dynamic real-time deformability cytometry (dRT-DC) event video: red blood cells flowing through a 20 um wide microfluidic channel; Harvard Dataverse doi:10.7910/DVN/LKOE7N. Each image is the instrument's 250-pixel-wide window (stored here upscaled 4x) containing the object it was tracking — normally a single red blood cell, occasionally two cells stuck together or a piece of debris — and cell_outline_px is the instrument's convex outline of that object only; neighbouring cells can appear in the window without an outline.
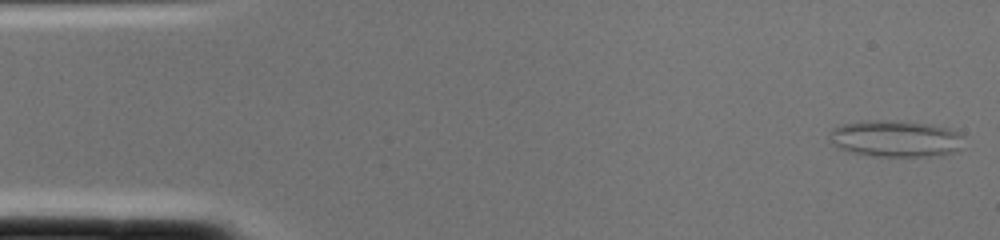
{"species": "common noctule bat (a hibernating species)", "species_latin": "Nyctalus noctula", "temperature_condition": "cold", "stored_images_in_passage": 2, "camera_frame_rate_fps": 3000, "um_per_image_px": 0.085, "animal": {"sex": "female", "body_mass_g": 22.0, "forearm_length_mm": 56.7}, "frame": {"image": 1, "passage_image": 2, "time_ms": 0.333, "image_size_px": [1000, 240], "cell_outline_px": [[964, 136], [960, 148], [956, 152], [944, 156], [872, 156], [848, 152], [836, 148], [828, 140], [828, 136], [832, 128], [844, 124], [860, 120], [888, 120], [928, 124], [948, 128], [964, 132]], "centroid_in_image_um": [76.12, 11.79], "position_along_channel_um": 8.9, "area_um2": 29.36}}